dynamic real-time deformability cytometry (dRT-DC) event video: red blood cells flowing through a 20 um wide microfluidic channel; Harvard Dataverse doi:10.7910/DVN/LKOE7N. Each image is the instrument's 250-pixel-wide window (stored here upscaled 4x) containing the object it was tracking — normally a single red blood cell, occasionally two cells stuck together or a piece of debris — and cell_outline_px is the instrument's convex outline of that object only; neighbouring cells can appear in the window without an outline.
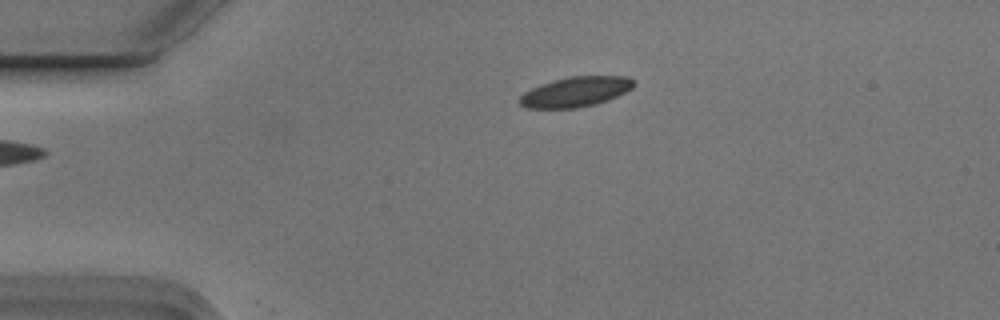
{"species": "Egyptian fruit bat (a non-hibernating species)", "species_latin": "Rousettus aegyptiacus", "temperature_condition": "cold", "stored_images_in_passage": 2, "camera_frame_rate_fps": 3000, "um_per_image_px": 0.085, "animal": {"sex": "male"}, "frame": {"image": 1, "passage_image": 1, "time_ms": 0.0, "image_size_px": [1000, 320], "cell_outline_px": [[636, 84], [632, 88], [616, 96], [596, 104], [576, 108], [528, 108], [520, 104], [516, 100], [524, 92], [540, 84], [552, 80], [572, 76], [628, 76]], "centroid_in_image_um": [48.89, 7.8], "position_along_channel_um": 36.1, "area_um2": 19.94}}